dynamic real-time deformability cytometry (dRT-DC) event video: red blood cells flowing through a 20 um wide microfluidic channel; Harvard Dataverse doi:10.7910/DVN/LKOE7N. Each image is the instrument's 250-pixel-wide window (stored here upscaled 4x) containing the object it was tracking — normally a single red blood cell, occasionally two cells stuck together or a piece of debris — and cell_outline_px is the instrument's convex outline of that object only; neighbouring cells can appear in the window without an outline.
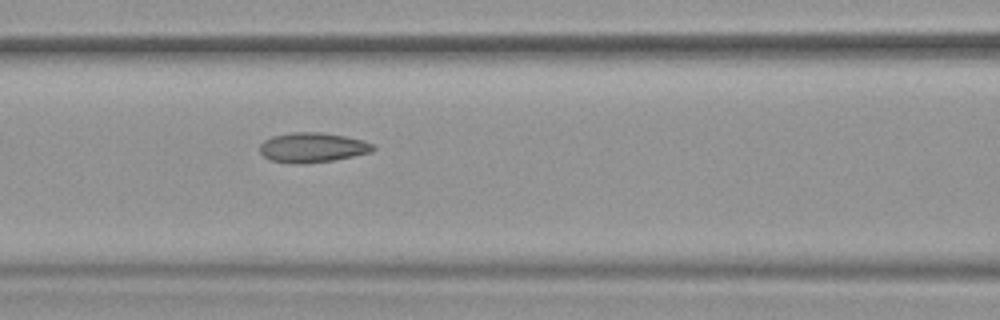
{"species": "common noctule bat (a hibernating species)", "species_latin": "Nyctalus noctula", "temperature_condition": "warm", "stored_images_in_passage": 54, "camera_frame_rate_fps": 3000, "um_per_image_px": 0.085, "animal": {"sex": "female", "body_mass_g": 19.9}, "frame": {"image": 1, "passage_image": 24, "time_ms": 7.667, "image_size_px": [1000, 320], "cell_outline_px": [[376, 148], [372, 152], [332, 160], [304, 164], [292, 164], [268, 160], [260, 152], [260, 144], [264, 140], [272, 136], [292, 132], [320, 132], [344, 136], [364, 140], [372, 144]], "centroid_in_image_um": [26.53, 12.54], "position_along_channel_um": 140.1, "area_um2": 19.77}}
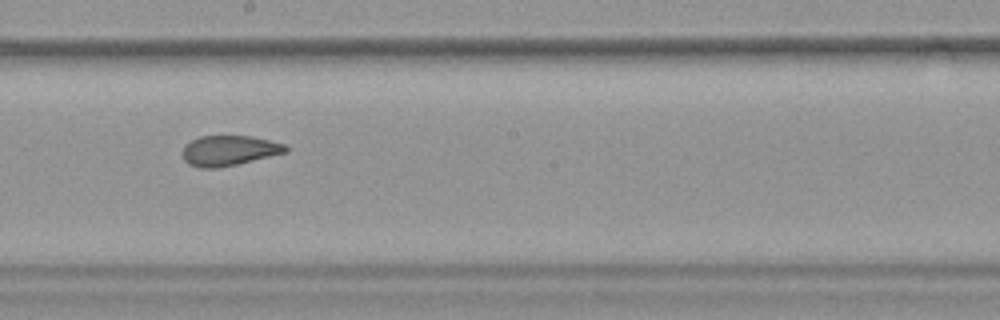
{"frame": {"image": 2, "passage_image": 31, "time_ms": 10.0, "image_size_px": [1000, 320], "cell_outline_px": [[288, 152], [236, 164], [216, 168], [200, 168], [188, 164], [184, 160], [184, 148], [192, 140], [200, 136], [252, 136], [284, 144], [288, 148]], "centroid_in_image_um": [19.49, 12.8], "position_along_channel_um": 228.7, "area_um2": 17.86}, "authors_computed_cell_mechanics": {"area_um2": 20.3745, "velocity_mm_per_s": 3.824, "shape_relaxation_time_tau1_ms": null, "shape_relaxation_time_tau2_ms": 1.5342, "deformation_change_tau1": null, "deformation_change_tau2": 0.0822}}